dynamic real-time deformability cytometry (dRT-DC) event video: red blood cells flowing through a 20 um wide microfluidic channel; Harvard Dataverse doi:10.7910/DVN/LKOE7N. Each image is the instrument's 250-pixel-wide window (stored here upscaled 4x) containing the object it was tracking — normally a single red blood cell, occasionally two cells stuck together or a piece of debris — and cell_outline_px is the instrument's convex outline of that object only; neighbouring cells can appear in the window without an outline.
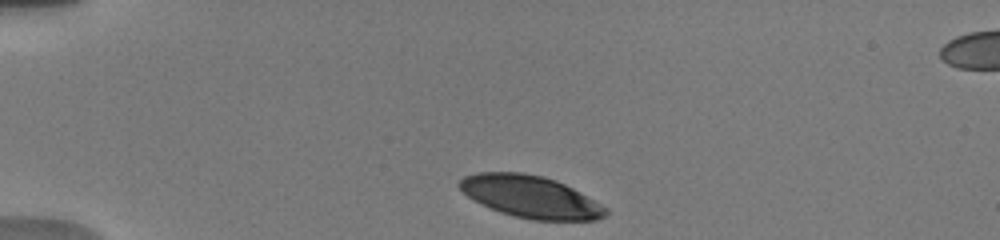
{"species": "human", "species_latin": "Homo sapiens", "temperature_condition": "warm", "stored_images_in_passage": 8, "camera_frame_rate_fps": 3000, "um_per_image_px": 0.085, "donor": {"sex": "male"}, "frame": {"image": 1, "passage_image": 1, "time_ms": 0.0, "image_size_px": [1000, 240], "cell_outline_px": [[608, 212], [604, 216], [596, 220], [532, 220], [500, 212], [480, 204], [468, 196], [456, 184], [464, 176], [476, 172], [520, 172], [544, 176], [556, 180], [580, 192], [608, 208]], "centroid_in_image_um": [45.08, 16.71], "position_along_channel_um": 39.9, "area_um2": 35.84}}
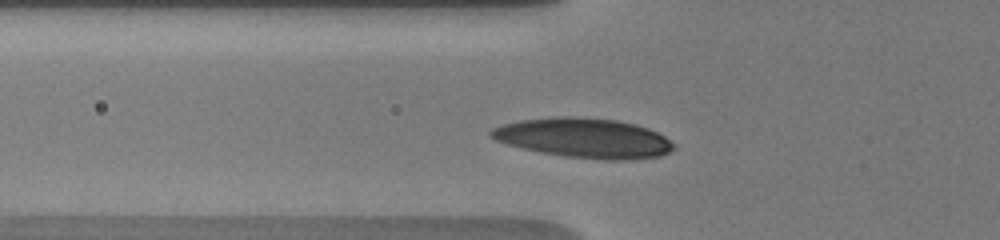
{"frame": {"image": 2, "passage_image": 5, "time_ms": 2.333, "image_size_px": [1000, 240], "cell_outline_px": [[676, 148], [660, 156], [620, 160], [612, 160], [564, 156], [524, 148], [508, 144], [496, 140], [488, 136], [488, 132], [492, 128], [504, 124], [520, 120], [552, 116], [572, 116], [616, 120], [636, 124], [648, 128], [664, 136]], "centroid_in_image_um": [49.61, 11.71], "position_along_channel_um": 76.2, "area_um2": 41.91}}
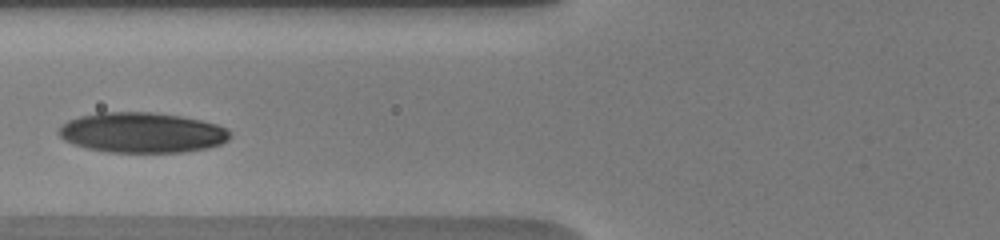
{"frame": {"image": 3, "passage_image": 7, "time_ms": 3.333, "image_size_px": [1000, 240], "cell_outline_px": [[232, 136], [228, 140], [220, 144], [208, 148], [184, 152], [108, 152], [88, 148], [72, 144], [64, 140], [56, 132], [68, 120], [80, 116], [96, 112], [152, 112], [180, 116], [200, 120], [216, 124], [224, 128]], "centroid_in_image_um": [12.05, 11.27], "position_along_channel_um": 113.8, "area_um2": 40.17}}